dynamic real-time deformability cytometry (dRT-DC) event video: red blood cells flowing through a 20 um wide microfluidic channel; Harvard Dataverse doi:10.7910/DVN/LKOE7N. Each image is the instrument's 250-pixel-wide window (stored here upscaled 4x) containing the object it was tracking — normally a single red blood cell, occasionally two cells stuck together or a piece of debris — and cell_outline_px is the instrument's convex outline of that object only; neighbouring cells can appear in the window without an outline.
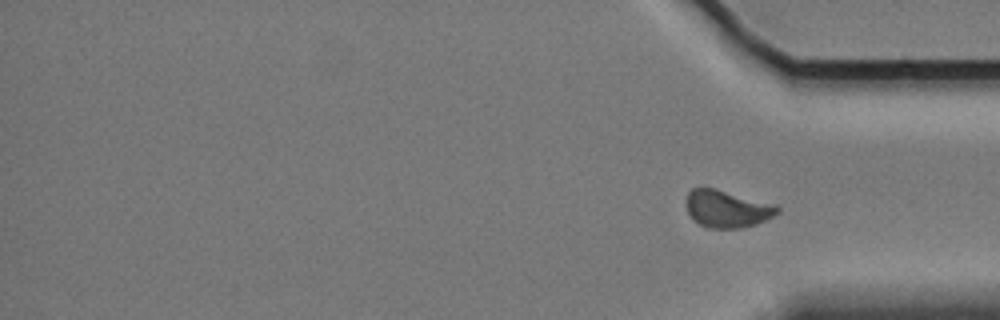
{"species": "Egyptian fruit bat (a non-hibernating species)", "species_latin": "Rousettus aegyptiacus", "temperature_condition": "cold", "stored_images_in_passage": 15, "segment_of_instrument_passage": [2, 2], "camera_frame_rate_fps": 3000, "um_per_image_px": 0.085, "animal": {"sex": "female"}, "frame": {"image": 1, "passage_image": 15, "time_ms": 19.0, "image_size_px": [1000, 320], "cell_outline_px": [[780, 212], [756, 224], [740, 228], [708, 228], [692, 220], [688, 212], [688, 192], [692, 188], [716, 188], [776, 204], [780, 208]], "centroid_in_image_um": [61.83, 17.75], "position_along_channel_um": 373.4, "area_um2": 19.77}}